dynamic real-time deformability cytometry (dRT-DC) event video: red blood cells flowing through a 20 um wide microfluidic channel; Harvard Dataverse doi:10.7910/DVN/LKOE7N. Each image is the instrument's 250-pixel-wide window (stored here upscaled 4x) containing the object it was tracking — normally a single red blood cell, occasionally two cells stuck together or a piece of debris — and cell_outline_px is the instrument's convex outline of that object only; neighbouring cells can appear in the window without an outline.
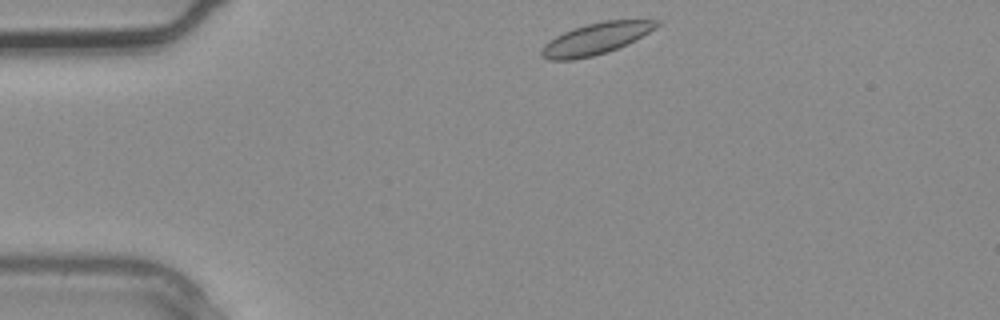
{"species": "common noctule bat (a hibernating species)", "species_latin": "Nyctalus noctula", "temperature_condition": "warm", "stored_images_in_passage": 2, "camera_frame_rate_fps": 3000, "um_per_image_px": 0.085, "animal": {"sex": "male", "body_mass_g": 20.4}, "frame": {"image": 1, "passage_image": 1, "time_ms": 0.0, "image_size_px": [1000, 320], "cell_outline_px": [[664, 20], [656, 28], [636, 40], [628, 44], [608, 52], [592, 56], [572, 60], [548, 60], [540, 56], [540, 52], [544, 44], [556, 36], [572, 28], [604, 20]], "centroid_in_image_um": [50.66, 3.29], "position_along_channel_um": 34.3, "area_um2": 21.27}}